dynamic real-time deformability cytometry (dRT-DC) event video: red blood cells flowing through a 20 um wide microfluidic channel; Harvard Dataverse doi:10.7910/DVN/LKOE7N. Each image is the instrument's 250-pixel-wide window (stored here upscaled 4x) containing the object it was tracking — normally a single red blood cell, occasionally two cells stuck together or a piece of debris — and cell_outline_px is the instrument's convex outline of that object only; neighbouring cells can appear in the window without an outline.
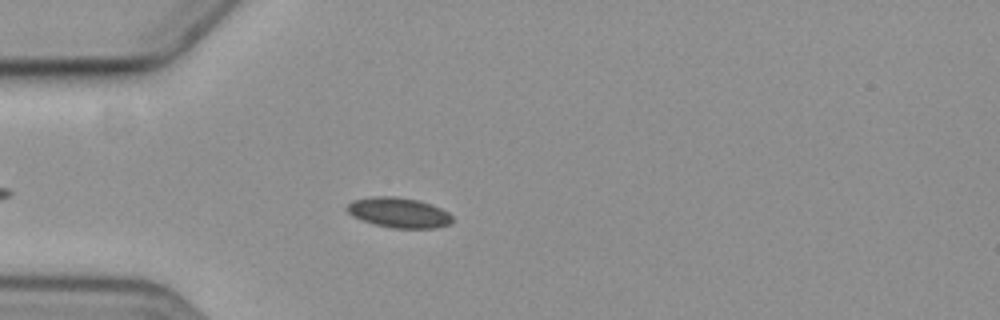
{"species": "common noctule bat (a hibernating species)", "species_latin": "Nyctalus noctula", "temperature_condition": "cold", "stored_images_in_passage": 4, "camera_frame_rate_fps": 3000, "um_per_image_px": 0.085, "animal": {"sex": "female", "body_mass_g": 19.3, "forearm_length_mm": 54.1}, "frame": {"image": 1, "passage_image": 3, "time_ms": 3.667, "image_size_px": [1000, 320], "cell_outline_px": [[452, 224], [436, 228], [392, 228], [376, 224], [352, 216], [344, 208], [352, 200], [372, 196], [392, 196], [416, 200], [432, 204], [448, 212], [452, 216]], "centroid_in_image_um": [33.9, 18.07], "position_along_channel_um": 51.1, "area_um2": 18.5}}